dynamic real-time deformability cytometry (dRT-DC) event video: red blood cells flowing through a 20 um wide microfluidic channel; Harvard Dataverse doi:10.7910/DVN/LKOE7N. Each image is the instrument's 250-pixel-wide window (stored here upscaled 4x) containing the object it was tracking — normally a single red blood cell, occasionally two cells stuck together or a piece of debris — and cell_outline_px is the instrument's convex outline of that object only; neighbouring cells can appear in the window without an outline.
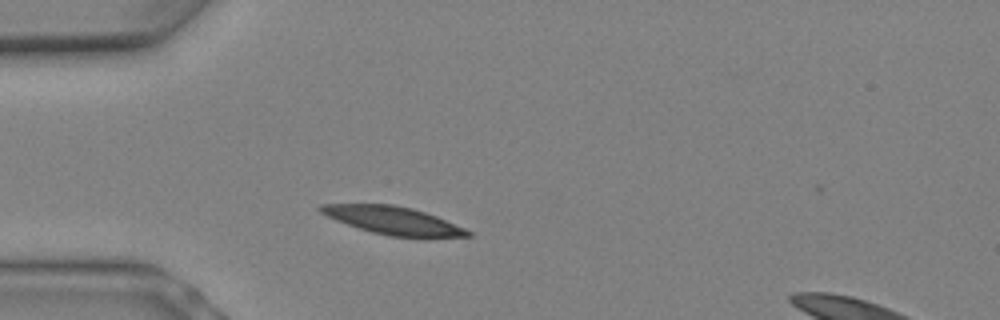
{"species": "Egyptian fruit bat (a non-hibernating species)", "species_latin": "Rousettus aegyptiacus", "temperature_condition": "warm", "stored_images_in_passage": 2, "camera_frame_rate_fps": 3000, "um_per_image_px": 0.085, "animal": {"sex": "female"}, "frame": {"image": 1, "passage_image": 1, "time_ms": 0.0, "image_size_px": [1000, 320], "cell_outline_px": [[472, 236], [388, 236], [372, 232], [336, 220], [320, 212], [316, 208], [320, 204], [396, 204], [412, 208], [436, 216], [464, 228], [472, 232]], "centroid_in_image_um": [33.36, 18.71], "position_along_channel_um": 51.6, "area_um2": 23.35}}